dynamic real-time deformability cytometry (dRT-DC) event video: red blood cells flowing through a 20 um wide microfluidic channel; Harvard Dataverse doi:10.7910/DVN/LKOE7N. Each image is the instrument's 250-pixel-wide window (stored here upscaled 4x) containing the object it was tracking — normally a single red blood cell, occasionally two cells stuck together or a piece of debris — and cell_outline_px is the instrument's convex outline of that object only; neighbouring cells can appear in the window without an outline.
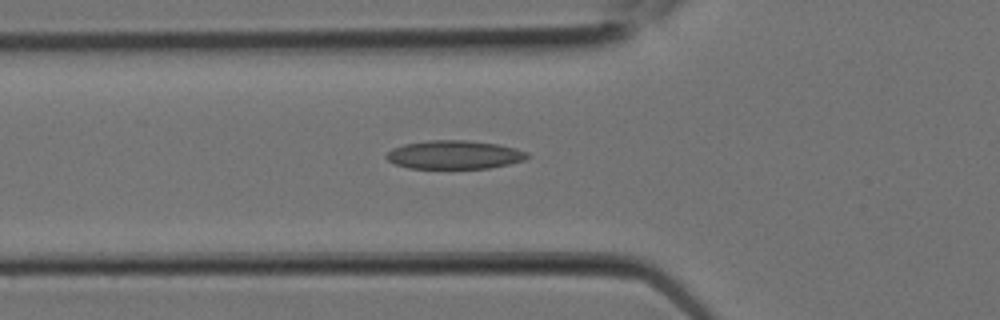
{"species": "Egyptian fruit bat (a non-hibernating species)", "species_latin": "Rousettus aegyptiacus", "temperature_condition": "room temperature", "stored_images_in_passage": 11, "camera_frame_rate_fps": 3000, "um_per_image_px": 0.085, "animal": {"sex": "female"}, "frame": {"image": 1, "passage_image": 8, "time_ms": 2.333, "image_size_px": [1000, 320], "cell_outline_px": [[528, 156], [524, 160], [508, 164], [488, 168], [408, 168], [396, 164], [388, 160], [384, 156], [392, 148], [404, 144], [428, 140], [468, 140], [496, 144], [516, 148], [528, 152]], "centroid_in_image_um": [38.6, 13.15], "position_along_channel_um": 87.2, "area_um2": 23.35}}
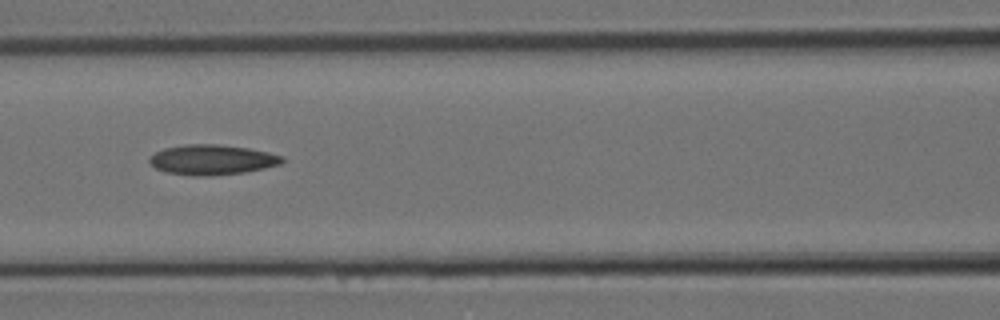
{"frame": {"image": 2, "passage_image": 10, "time_ms": 3.0, "image_size_px": [1000, 320], "cell_outline_px": [[284, 160], [280, 164], [264, 168], [244, 172], [208, 176], [196, 176], [168, 172], [156, 168], [148, 160], [156, 152], [164, 148], [184, 144], [216, 144], [248, 148], [268, 152], [284, 156]], "centroid_in_image_um": [18.05, 13.57], "position_along_channel_um": 148.6, "area_um2": 23.06}}
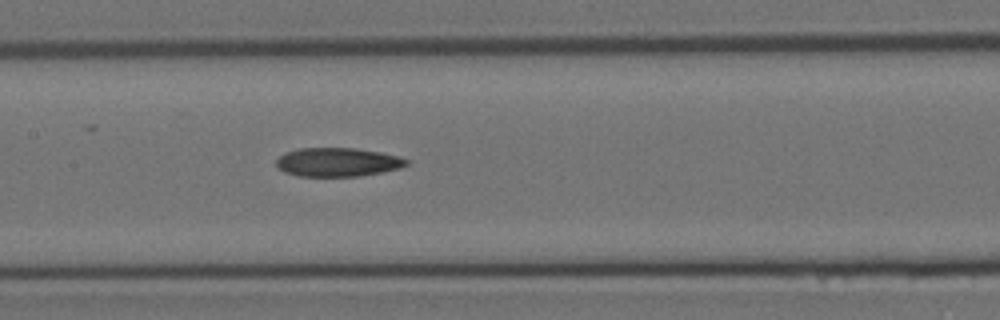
{"frame": {"image": 3, "passage_image": 11, "time_ms": 3.333, "image_size_px": [1000, 320], "cell_outline_px": [[408, 164], [400, 168], [360, 176], [300, 176], [284, 172], [276, 164], [276, 160], [284, 152], [300, 148], [356, 148], [380, 152], [400, 156], [408, 160]], "centroid_in_image_um": [28.7, 13.77], "position_along_channel_um": 178.7, "area_um2": 21.79}}